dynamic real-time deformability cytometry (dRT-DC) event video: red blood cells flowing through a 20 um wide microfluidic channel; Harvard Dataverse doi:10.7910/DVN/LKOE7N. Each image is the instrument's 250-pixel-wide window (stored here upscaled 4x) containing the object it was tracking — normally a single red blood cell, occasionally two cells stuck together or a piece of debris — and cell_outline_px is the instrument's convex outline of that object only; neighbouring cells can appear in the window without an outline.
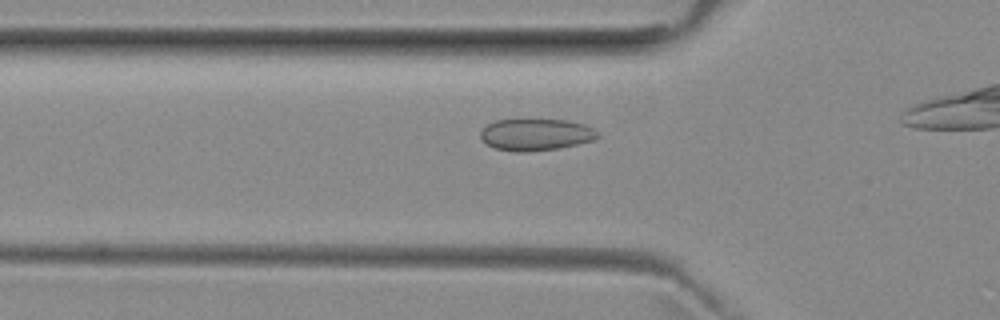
{"species": "common noctule bat (a hibernating species)", "species_latin": "Nyctalus noctula", "temperature_condition": "room temperature", "stored_images_in_passage": 26, "camera_frame_rate_fps": 3000, "um_per_image_px": 0.085, "animal": {"sex": "female", "body_mass_g": 29.2, "forearm_length_mm": 56.3}, "frame": {"image": 1, "passage_image": 8, "time_ms": 2.333, "image_size_px": [1000, 320], "cell_outline_px": [[600, 136], [592, 140], [560, 148], [528, 152], [516, 152], [496, 148], [488, 144], [480, 136], [480, 132], [488, 124], [496, 120], [568, 120], [584, 124], [600, 132]], "centroid_in_image_um": [45.58, 11.44], "position_along_channel_um": 80.2, "area_um2": 21.56}}
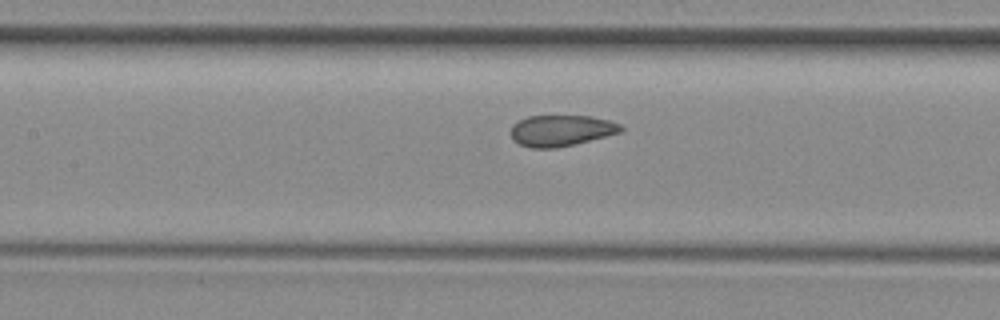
{"frame": {"image": 2, "passage_image": 14, "time_ms": 4.333, "image_size_px": [1000, 320], "cell_outline_px": [[624, 128], [620, 132], [556, 148], [532, 148], [520, 144], [512, 140], [512, 124], [528, 116], [592, 116], [608, 120], [620, 124]], "centroid_in_image_um": [47.67, 11.09], "position_along_channel_um": 159.7, "area_um2": 19.65}}
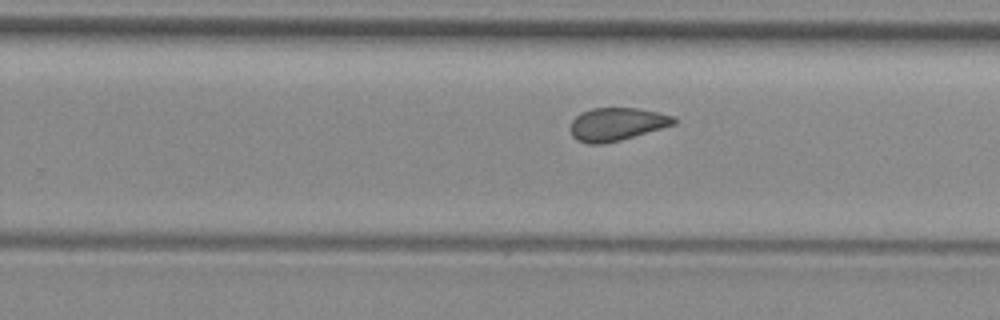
{"frame": {"image": 3, "passage_image": 23, "time_ms": 7.333, "image_size_px": [1000, 320], "cell_outline_px": [[676, 124], [620, 140], [604, 144], [588, 144], [576, 140], [572, 136], [572, 120], [576, 116], [592, 108], [636, 108], [660, 112], [672, 116], [676, 120]], "centroid_in_image_um": [52.43, 10.56], "position_along_channel_um": 277.4, "area_um2": 19.71}}